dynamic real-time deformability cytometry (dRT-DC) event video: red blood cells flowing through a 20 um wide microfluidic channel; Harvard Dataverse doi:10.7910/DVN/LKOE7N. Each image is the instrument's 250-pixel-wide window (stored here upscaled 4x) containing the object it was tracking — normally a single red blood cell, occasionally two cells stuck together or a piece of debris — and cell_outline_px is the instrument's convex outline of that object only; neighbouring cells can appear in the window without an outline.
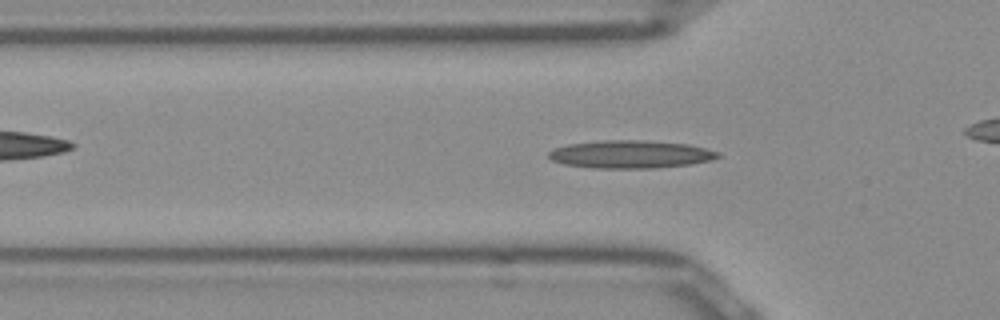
{"species": "Egyptian fruit bat (a non-hibernating species)", "species_latin": "Rousettus aegyptiacus", "temperature_condition": "room temperature", "stored_images_in_passage": 42, "camera_frame_rate_fps": 3000, "um_per_image_px": 0.085, "frame": {"image": 1, "passage_image": 6, "time_ms": 1.667, "image_size_px": [1000, 320], "cell_outline_px": [[720, 156], [708, 160], [692, 164], [656, 168], [592, 168], [564, 164], [552, 160], [548, 156], [548, 152], [552, 148], [568, 144], [604, 140], [644, 140], [688, 144], [720, 152]], "centroid_in_image_um": [53.56, 13.11], "position_along_channel_um": 72.2, "area_um2": 27.51}}
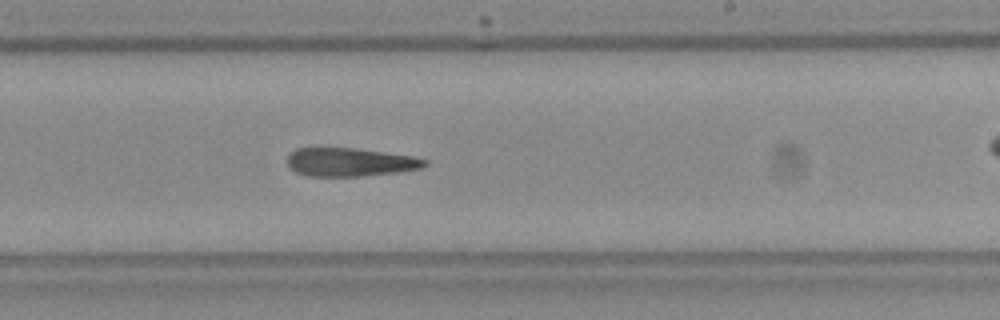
{"frame": {"image": 2, "passage_image": 20, "time_ms": 6.333, "image_size_px": [1000, 320], "cell_outline_px": [[428, 164], [420, 168], [400, 172], [360, 176], [308, 176], [296, 172], [288, 164], [288, 156], [296, 148], [352, 148], [412, 156], [428, 160]], "centroid_in_image_um": [29.77, 13.79], "position_along_channel_um": 259.2, "area_um2": 22.54}}
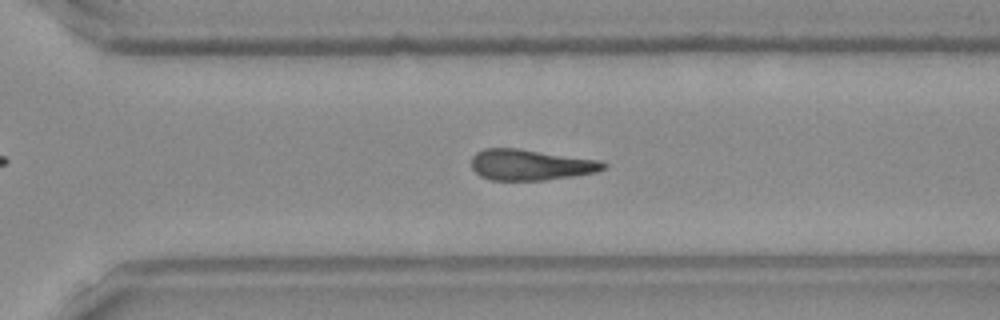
{"frame": {"image": 3, "passage_image": 25, "time_ms": 8.0, "image_size_px": [1000, 320], "cell_outline_px": [[608, 168], [596, 172], [572, 176], [544, 180], [492, 180], [480, 176], [472, 168], [472, 156], [476, 152], [484, 148], [520, 148], [600, 160], [608, 164]], "centroid_in_image_um": [45.12, 14.0], "position_along_channel_um": 325.5, "area_um2": 23.93}, "authors_computed_cell_mechanics": {"area_um2": 23.8425, "velocity_mm_per_s": 3.9938, "shape_relaxation_time_tau1_ms": null, "shape_relaxation_time_tau2_ms": 3.7089, "deformation_change_tau1": null, "deformation_change_tau2": 0.1594}}